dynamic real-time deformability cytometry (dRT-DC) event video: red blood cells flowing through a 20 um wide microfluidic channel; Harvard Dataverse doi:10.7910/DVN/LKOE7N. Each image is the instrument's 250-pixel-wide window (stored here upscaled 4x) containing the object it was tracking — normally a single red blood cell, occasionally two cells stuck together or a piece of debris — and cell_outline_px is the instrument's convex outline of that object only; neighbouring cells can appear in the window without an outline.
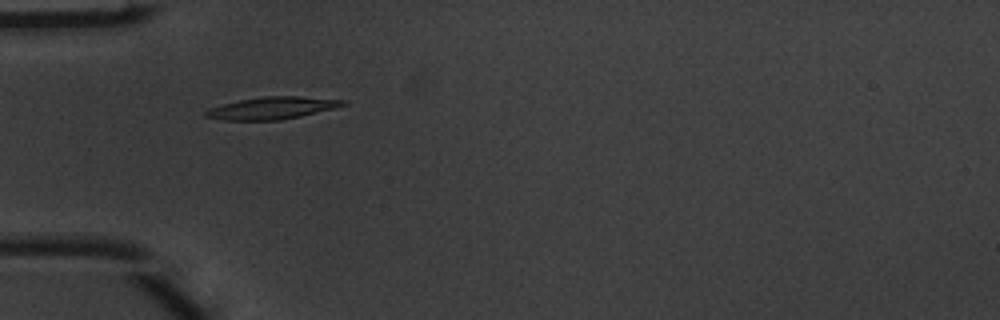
{"species": "common noctule bat (a hibernating species)", "species_latin": "Nyctalus noctula", "temperature_condition": "warm", "stored_images_in_passage": 3, "camera_frame_rate_fps": 3000, "um_per_image_px": 0.085, "animal": {"sex": "male", "body_mass_g": 20.1, "forearm_length_mm": 53.5}, "frame": {"image": 1, "passage_image": 1, "time_ms": 0.0, "image_size_px": [1000, 320], "cell_outline_px": [[348, 104], [336, 108], [300, 116], [280, 120], [220, 120], [204, 116], [204, 112], [208, 108], [240, 100], [264, 96], [300, 96], [348, 100]], "centroid_in_image_um": [23.16, 9.18], "position_along_channel_um": 61.8, "area_um2": 17.86}}
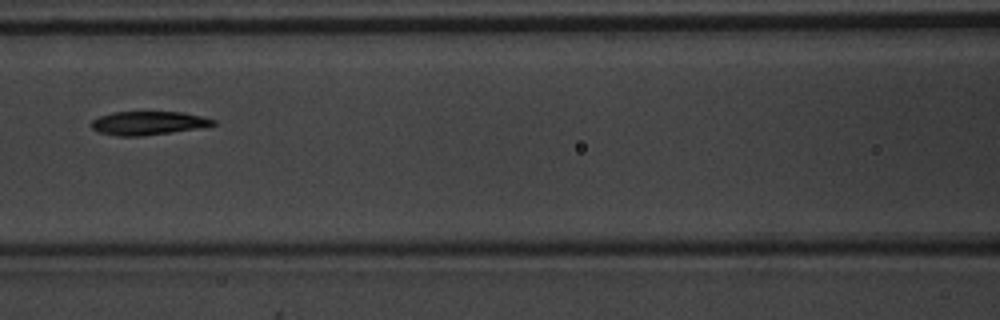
{"frame": {"image": 2, "passage_image": 3, "time_ms": 0.667, "image_size_px": [1000, 320], "cell_outline_px": [[216, 124], [208, 128], [144, 136], [116, 136], [100, 132], [92, 128], [88, 124], [92, 120], [100, 116], [112, 112], [184, 112], [216, 120]], "centroid_in_image_um": [12.65, 10.47], "position_along_channel_um": 153.9, "area_um2": 17.17}}